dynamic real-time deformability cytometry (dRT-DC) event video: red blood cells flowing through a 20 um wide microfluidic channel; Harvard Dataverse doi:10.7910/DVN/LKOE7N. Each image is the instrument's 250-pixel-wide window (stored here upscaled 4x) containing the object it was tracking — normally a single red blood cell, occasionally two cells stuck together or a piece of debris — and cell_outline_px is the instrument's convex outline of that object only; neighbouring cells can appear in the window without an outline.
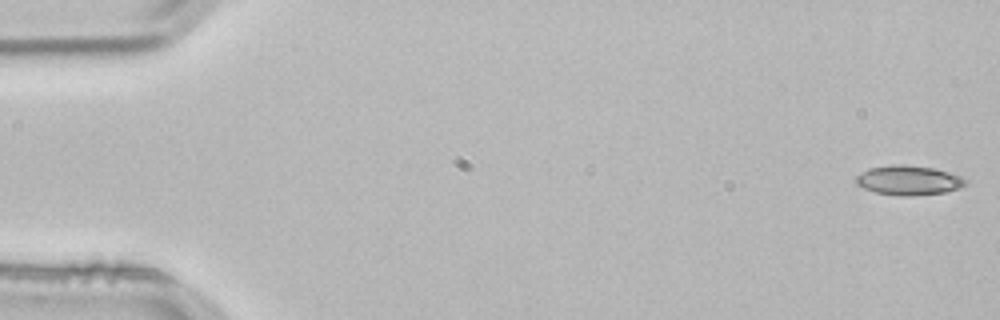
{"species": "common noctule bat (a hibernating species)", "species_latin": "Nyctalus noctula", "temperature_condition": "room temperature", "stored_images_in_passage": 3, "camera_frame_rate_fps": 3000, "um_per_image_px": 0.085, "animal": {"sex": "male", "body_mass_g": 21.5, "forearm_length_mm": 52.0}, "frame": {"image": 1, "passage_image": 1, "time_ms": 0.0, "image_size_px": [1000, 320], "cell_outline_px": [[968, 180], [960, 188], [944, 192], [912, 196], [900, 196], [876, 192], [864, 188], [856, 184], [856, 176], [860, 172], [868, 168], [892, 164], [904, 164], [936, 168], [960, 176]], "centroid_in_image_um": [77.21, 15.31], "position_along_channel_um": 7.8, "area_um2": 18.96}}
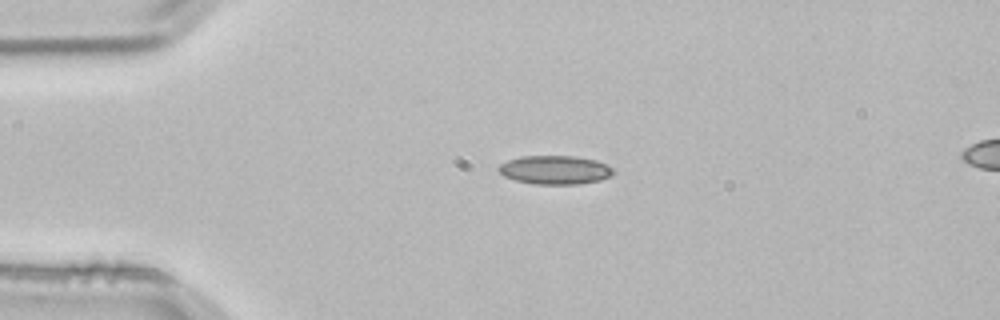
{"frame": {"image": 2, "passage_image": 3, "time_ms": 0.667, "image_size_px": [1000, 320], "cell_outline_px": [[616, 172], [600, 180], [580, 184], [536, 184], [516, 180], [504, 176], [496, 168], [500, 164], [508, 160], [520, 156], [576, 156], [596, 160], [612, 168]], "centroid_in_image_um": [47.16, 14.44], "position_along_channel_um": 37.8, "area_um2": 19.13}}